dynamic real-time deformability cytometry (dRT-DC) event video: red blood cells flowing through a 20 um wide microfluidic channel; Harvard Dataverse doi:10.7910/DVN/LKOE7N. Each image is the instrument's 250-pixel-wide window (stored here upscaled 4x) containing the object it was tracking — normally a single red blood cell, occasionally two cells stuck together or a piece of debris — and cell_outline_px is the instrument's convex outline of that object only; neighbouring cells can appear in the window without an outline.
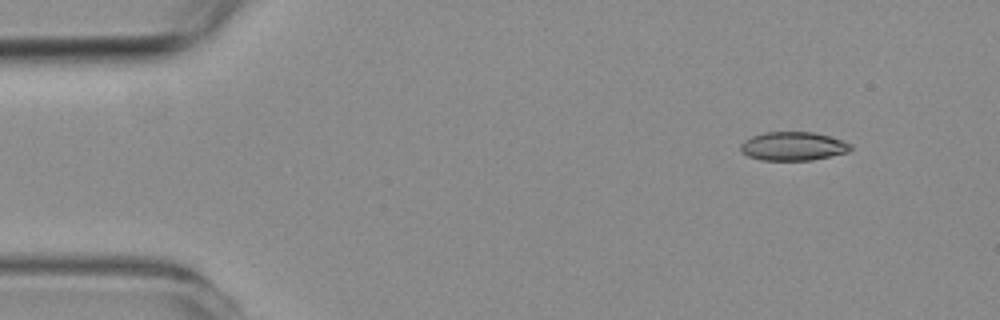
{"species": "common noctule bat (a hibernating species)", "species_latin": "Nyctalus noctula", "temperature_condition": "room temperature", "stored_images_in_passage": 50, "camera_frame_rate_fps": 3000, "um_per_image_px": 0.085, "animal": {"sex": "female", "body_mass_g": 19.3, "forearm_length_mm": 54.1}, "frame": {"image": 1, "passage_image": 1, "time_ms": 0.0, "image_size_px": [1000, 320], "cell_outline_px": [[852, 148], [848, 152], [812, 160], [760, 160], [748, 156], [740, 152], [740, 144], [744, 140], [752, 136], [764, 132], [812, 132], [844, 140], [852, 144]], "centroid_in_image_um": [67.4, 12.43], "position_along_channel_um": 17.6, "area_um2": 18.5}}
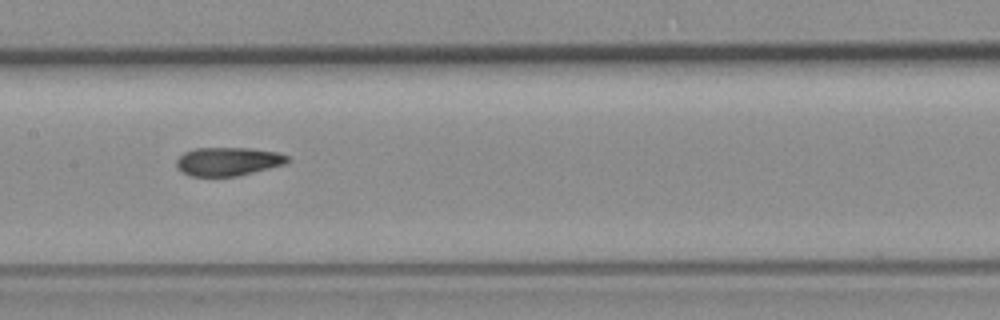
{"frame": {"image": 2, "passage_image": 22, "time_ms": 7.0, "image_size_px": [1000, 320], "cell_outline_px": [[292, 160], [284, 164], [240, 176], [192, 176], [180, 172], [176, 164], [176, 160], [184, 152], [196, 148], [248, 148], [280, 152], [288, 156]], "centroid_in_image_um": [19.4, 13.72], "position_along_channel_um": 188.0, "area_um2": 18.61}}
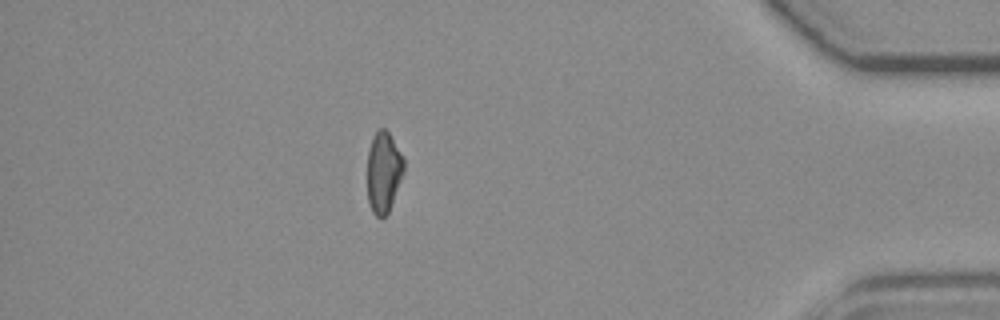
{"frame": {"image": 3, "passage_image": 43, "time_ms": 14.0, "image_size_px": [1000, 320], "cell_outline_px": [[404, 172], [388, 212], [384, 216], [376, 216], [372, 212], [368, 200], [368, 148], [372, 136], [380, 128], [384, 128], [388, 132], [404, 156]], "centroid_in_image_um": [32.6, 14.59], "position_along_channel_um": 402.6, "area_um2": 17.17}, "authors_computed_cell_mechanics": {"area_um2": 18.5538, "velocity_mm_per_s": 3.7502, "shape_relaxation_time_tau1_ms": null, "shape_relaxation_time_tau2_ms": 1.9737, "deformation_change_tau1": null, "deformation_change_tau2": 0.0818}}